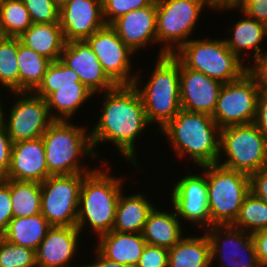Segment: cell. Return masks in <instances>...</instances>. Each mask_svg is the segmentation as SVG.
Masks as SVG:
<instances>
[{"instance_id": "1", "label": "cell", "mask_w": 267, "mask_h": 267, "mask_svg": "<svg viewBox=\"0 0 267 267\" xmlns=\"http://www.w3.org/2000/svg\"><path fill=\"white\" fill-rule=\"evenodd\" d=\"M102 94V114L89 132L94 153L101 142H113L125 159L138 168L135 142L150 124L141 96L134 85H117Z\"/></svg>"}, {"instance_id": "2", "label": "cell", "mask_w": 267, "mask_h": 267, "mask_svg": "<svg viewBox=\"0 0 267 267\" xmlns=\"http://www.w3.org/2000/svg\"><path fill=\"white\" fill-rule=\"evenodd\" d=\"M158 132L167 137L178 157L189 154L198 167L219 159L220 128L211 115L181 109Z\"/></svg>"}, {"instance_id": "3", "label": "cell", "mask_w": 267, "mask_h": 267, "mask_svg": "<svg viewBox=\"0 0 267 267\" xmlns=\"http://www.w3.org/2000/svg\"><path fill=\"white\" fill-rule=\"evenodd\" d=\"M100 168H94L82 181L76 222L80 233L89 224L98 237L113 229L123 185L121 177L108 173L109 167L105 171Z\"/></svg>"}, {"instance_id": "4", "label": "cell", "mask_w": 267, "mask_h": 267, "mask_svg": "<svg viewBox=\"0 0 267 267\" xmlns=\"http://www.w3.org/2000/svg\"><path fill=\"white\" fill-rule=\"evenodd\" d=\"M151 77L144 87L137 74L133 85L139 92L150 124L158 123L159 131L182 109L180 102L179 60L172 55L157 57ZM142 87V88H141Z\"/></svg>"}, {"instance_id": "5", "label": "cell", "mask_w": 267, "mask_h": 267, "mask_svg": "<svg viewBox=\"0 0 267 267\" xmlns=\"http://www.w3.org/2000/svg\"><path fill=\"white\" fill-rule=\"evenodd\" d=\"M71 121L54 120L42 135L48 173L50 175H71L91 173L87 166H81L79 158H96L90 133ZM87 168V169H86Z\"/></svg>"}, {"instance_id": "6", "label": "cell", "mask_w": 267, "mask_h": 267, "mask_svg": "<svg viewBox=\"0 0 267 267\" xmlns=\"http://www.w3.org/2000/svg\"><path fill=\"white\" fill-rule=\"evenodd\" d=\"M173 55L186 67L201 72L223 84L240 79L250 70L224 39H190Z\"/></svg>"}, {"instance_id": "7", "label": "cell", "mask_w": 267, "mask_h": 267, "mask_svg": "<svg viewBox=\"0 0 267 267\" xmlns=\"http://www.w3.org/2000/svg\"><path fill=\"white\" fill-rule=\"evenodd\" d=\"M210 227L232 225L250 193L249 175L216 164L206 165Z\"/></svg>"}, {"instance_id": "8", "label": "cell", "mask_w": 267, "mask_h": 267, "mask_svg": "<svg viewBox=\"0 0 267 267\" xmlns=\"http://www.w3.org/2000/svg\"><path fill=\"white\" fill-rule=\"evenodd\" d=\"M217 163L247 175L267 167L266 136L254 123L221 128Z\"/></svg>"}, {"instance_id": "9", "label": "cell", "mask_w": 267, "mask_h": 267, "mask_svg": "<svg viewBox=\"0 0 267 267\" xmlns=\"http://www.w3.org/2000/svg\"><path fill=\"white\" fill-rule=\"evenodd\" d=\"M205 6L212 9L206 0H156L157 43H162L157 57L172 55L190 40Z\"/></svg>"}, {"instance_id": "10", "label": "cell", "mask_w": 267, "mask_h": 267, "mask_svg": "<svg viewBox=\"0 0 267 267\" xmlns=\"http://www.w3.org/2000/svg\"><path fill=\"white\" fill-rule=\"evenodd\" d=\"M260 90V79L252 69L240 79L223 84L212 115L218 127L254 123Z\"/></svg>"}, {"instance_id": "11", "label": "cell", "mask_w": 267, "mask_h": 267, "mask_svg": "<svg viewBox=\"0 0 267 267\" xmlns=\"http://www.w3.org/2000/svg\"><path fill=\"white\" fill-rule=\"evenodd\" d=\"M87 174L50 175L40 183L41 214L52 226L76 227L80 188Z\"/></svg>"}, {"instance_id": "12", "label": "cell", "mask_w": 267, "mask_h": 267, "mask_svg": "<svg viewBox=\"0 0 267 267\" xmlns=\"http://www.w3.org/2000/svg\"><path fill=\"white\" fill-rule=\"evenodd\" d=\"M17 99L4 118L7 133L13 143L42 137L51 123L46 100L33 92H13ZM8 119V121L6 120Z\"/></svg>"}, {"instance_id": "13", "label": "cell", "mask_w": 267, "mask_h": 267, "mask_svg": "<svg viewBox=\"0 0 267 267\" xmlns=\"http://www.w3.org/2000/svg\"><path fill=\"white\" fill-rule=\"evenodd\" d=\"M85 41L116 85H133L138 73H132L130 56L135 52L125 45L110 25L96 31Z\"/></svg>"}, {"instance_id": "14", "label": "cell", "mask_w": 267, "mask_h": 267, "mask_svg": "<svg viewBox=\"0 0 267 267\" xmlns=\"http://www.w3.org/2000/svg\"><path fill=\"white\" fill-rule=\"evenodd\" d=\"M205 231L210 242L213 267V260L218 256L220 267H261L252 234L232 225H213Z\"/></svg>"}, {"instance_id": "15", "label": "cell", "mask_w": 267, "mask_h": 267, "mask_svg": "<svg viewBox=\"0 0 267 267\" xmlns=\"http://www.w3.org/2000/svg\"><path fill=\"white\" fill-rule=\"evenodd\" d=\"M204 174H190L179 179L171 191V202L178 218L197 223L201 229L210 228V213L208 207V190L206 183V165Z\"/></svg>"}, {"instance_id": "16", "label": "cell", "mask_w": 267, "mask_h": 267, "mask_svg": "<svg viewBox=\"0 0 267 267\" xmlns=\"http://www.w3.org/2000/svg\"><path fill=\"white\" fill-rule=\"evenodd\" d=\"M59 24L66 42L86 40L107 25L102 0H68L60 7Z\"/></svg>"}, {"instance_id": "17", "label": "cell", "mask_w": 267, "mask_h": 267, "mask_svg": "<svg viewBox=\"0 0 267 267\" xmlns=\"http://www.w3.org/2000/svg\"><path fill=\"white\" fill-rule=\"evenodd\" d=\"M60 60L79 75L81 83L93 94L103 93L117 86L107 76L97 56L85 40L66 42Z\"/></svg>"}, {"instance_id": "18", "label": "cell", "mask_w": 267, "mask_h": 267, "mask_svg": "<svg viewBox=\"0 0 267 267\" xmlns=\"http://www.w3.org/2000/svg\"><path fill=\"white\" fill-rule=\"evenodd\" d=\"M180 102L183 110L213 115L223 83L186 68L179 61Z\"/></svg>"}, {"instance_id": "19", "label": "cell", "mask_w": 267, "mask_h": 267, "mask_svg": "<svg viewBox=\"0 0 267 267\" xmlns=\"http://www.w3.org/2000/svg\"><path fill=\"white\" fill-rule=\"evenodd\" d=\"M49 176L42 137L12 144L11 164L5 179L42 183Z\"/></svg>"}, {"instance_id": "20", "label": "cell", "mask_w": 267, "mask_h": 267, "mask_svg": "<svg viewBox=\"0 0 267 267\" xmlns=\"http://www.w3.org/2000/svg\"><path fill=\"white\" fill-rule=\"evenodd\" d=\"M80 235L76 227L52 226L35 251L37 267H74L70 262L77 254Z\"/></svg>"}, {"instance_id": "21", "label": "cell", "mask_w": 267, "mask_h": 267, "mask_svg": "<svg viewBox=\"0 0 267 267\" xmlns=\"http://www.w3.org/2000/svg\"><path fill=\"white\" fill-rule=\"evenodd\" d=\"M133 52L157 42L156 0L149 6L130 11L110 25Z\"/></svg>"}, {"instance_id": "22", "label": "cell", "mask_w": 267, "mask_h": 267, "mask_svg": "<svg viewBox=\"0 0 267 267\" xmlns=\"http://www.w3.org/2000/svg\"><path fill=\"white\" fill-rule=\"evenodd\" d=\"M96 247L104 257L129 267H136L146 246L142 233L110 231L98 237Z\"/></svg>"}, {"instance_id": "23", "label": "cell", "mask_w": 267, "mask_h": 267, "mask_svg": "<svg viewBox=\"0 0 267 267\" xmlns=\"http://www.w3.org/2000/svg\"><path fill=\"white\" fill-rule=\"evenodd\" d=\"M230 31L233 36L230 39L224 38V40L229 50L239 59L243 61L240 56L243 55L242 51L253 50L254 64H251L250 69L267 56V51L263 52L259 46L263 39L267 37V26L265 24L245 15L243 19L240 18L238 22H235L232 28L230 27Z\"/></svg>"}, {"instance_id": "24", "label": "cell", "mask_w": 267, "mask_h": 267, "mask_svg": "<svg viewBox=\"0 0 267 267\" xmlns=\"http://www.w3.org/2000/svg\"><path fill=\"white\" fill-rule=\"evenodd\" d=\"M182 233L175 210L168 213L154 207L148 215L142 235L147 244L169 250L183 238Z\"/></svg>"}, {"instance_id": "25", "label": "cell", "mask_w": 267, "mask_h": 267, "mask_svg": "<svg viewBox=\"0 0 267 267\" xmlns=\"http://www.w3.org/2000/svg\"><path fill=\"white\" fill-rule=\"evenodd\" d=\"M155 205L142 193L124 196L121 192L116 206L114 231L142 233L148 215Z\"/></svg>"}, {"instance_id": "26", "label": "cell", "mask_w": 267, "mask_h": 267, "mask_svg": "<svg viewBox=\"0 0 267 267\" xmlns=\"http://www.w3.org/2000/svg\"><path fill=\"white\" fill-rule=\"evenodd\" d=\"M19 39L23 45L51 61L60 59L66 44L59 23L32 24Z\"/></svg>"}, {"instance_id": "27", "label": "cell", "mask_w": 267, "mask_h": 267, "mask_svg": "<svg viewBox=\"0 0 267 267\" xmlns=\"http://www.w3.org/2000/svg\"><path fill=\"white\" fill-rule=\"evenodd\" d=\"M168 267H212L208 236H186L168 250Z\"/></svg>"}, {"instance_id": "28", "label": "cell", "mask_w": 267, "mask_h": 267, "mask_svg": "<svg viewBox=\"0 0 267 267\" xmlns=\"http://www.w3.org/2000/svg\"><path fill=\"white\" fill-rule=\"evenodd\" d=\"M51 227L41 213L30 217H17L11 219L2 237L10 243L36 251Z\"/></svg>"}, {"instance_id": "29", "label": "cell", "mask_w": 267, "mask_h": 267, "mask_svg": "<svg viewBox=\"0 0 267 267\" xmlns=\"http://www.w3.org/2000/svg\"><path fill=\"white\" fill-rule=\"evenodd\" d=\"M94 94L81 82L58 87L45 100L53 120L70 121L76 111ZM51 110H55L54 113ZM53 113V114H52ZM55 114V115H54Z\"/></svg>"}, {"instance_id": "30", "label": "cell", "mask_w": 267, "mask_h": 267, "mask_svg": "<svg viewBox=\"0 0 267 267\" xmlns=\"http://www.w3.org/2000/svg\"><path fill=\"white\" fill-rule=\"evenodd\" d=\"M19 92H33L41 83L52 62L26 47L18 37Z\"/></svg>"}, {"instance_id": "31", "label": "cell", "mask_w": 267, "mask_h": 267, "mask_svg": "<svg viewBox=\"0 0 267 267\" xmlns=\"http://www.w3.org/2000/svg\"><path fill=\"white\" fill-rule=\"evenodd\" d=\"M13 218L30 217L41 213L40 183L9 179Z\"/></svg>"}, {"instance_id": "32", "label": "cell", "mask_w": 267, "mask_h": 267, "mask_svg": "<svg viewBox=\"0 0 267 267\" xmlns=\"http://www.w3.org/2000/svg\"><path fill=\"white\" fill-rule=\"evenodd\" d=\"M32 24L23 0H3L0 28L4 37H20Z\"/></svg>"}, {"instance_id": "33", "label": "cell", "mask_w": 267, "mask_h": 267, "mask_svg": "<svg viewBox=\"0 0 267 267\" xmlns=\"http://www.w3.org/2000/svg\"><path fill=\"white\" fill-rule=\"evenodd\" d=\"M233 227L253 234L267 228V202L251 192L245 197ZM245 229V230H244Z\"/></svg>"}, {"instance_id": "34", "label": "cell", "mask_w": 267, "mask_h": 267, "mask_svg": "<svg viewBox=\"0 0 267 267\" xmlns=\"http://www.w3.org/2000/svg\"><path fill=\"white\" fill-rule=\"evenodd\" d=\"M18 37H4L0 41V84L19 92Z\"/></svg>"}, {"instance_id": "35", "label": "cell", "mask_w": 267, "mask_h": 267, "mask_svg": "<svg viewBox=\"0 0 267 267\" xmlns=\"http://www.w3.org/2000/svg\"><path fill=\"white\" fill-rule=\"evenodd\" d=\"M75 82H81L79 75L58 59L49 64L41 83L33 93L46 99L51 93L58 90V87L75 85Z\"/></svg>"}, {"instance_id": "36", "label": "cell", "mask_w": 267, "mask_h": 267, "mask_svg": "<svg viewBox=\"0 0 267 267\" xmlns=\"http://www.w3.org/2000/svg\"><path fill=\"white\" fill-rule=\"evenodd\" d=\"M0 267H37L35 251L0 236Z\"/></svg>"}, {"instance_id": "37", "label": "cell", "mask_w": 267, "mask_h": 267, "mask_svg": "<svg viewBox=\"0 0 267 267\" xmlns=\"http://www.w3.org/2000/svg\"><path fill=\"white\" fill-rule=\"evenodd\" d=\"M33 24L59 23L60 7L53 0H23Z\"/></svg>"}, {"instance_id": "38", "label": "cell", "mask_w": 267, "mask_h": 267, "mask_svg": "<svg viewBox=\"0 0 267 267\" xmlns=\"http://www.w3.org/2000/svg\"><path fill=\"white\" fill-rule=\"evenodd\" d=\"M154 0H102L103 17L111 25L119 17L130 11L149 6Z\"/></svg>"}, {"instance_id": "39", "label": "cell", "mask_w": 267, "mask_h": 267, "mask_svg": "<svg viewBox=\"0 0 267 267\" xmlns=\"http://www.w3.org/2000/svg\"><path fill=\"white\" fill-rule=\"evenodd\" d=\"M239 9L242 11V16L246 15L256 21L263 23L267 26V1L264 0H239L238 4L234 6H226L218 8L219 11L221 10H233Z\"/></svg>"}, {"instance_id": "40", "label": "cell", "mask_w": 267, "mask_h": 267, "mask_svg": "<svg viewBox=\"0 0 267 267\" xmlns=\"http://www.w3.org/2000/svg\"><path fill=\"white\" fill-rule=\"evenodd\" d=\"M11 219H13V210L9 179L0 178V236L6 232Z\"/></svg>"}, {"instance_id": "41", "label": "cell", "mask_w": 267, "mask_h": 267, "mask_svg": "<svg viewBox=\"0 0 267 267\" xmlns=\"http://www.w3.org/2000/svg\"><path fill=\"white\" fill-rule=\"evenodd\" d=\"M136 267H168V249L146 244Z\"/></svg>"}, {"instance_id": "42", "label": "cell", "mask_w": 267, "mask_h": 267, "mask_svg": "<svg viewBox=\"0 0 267 267\" xmlns=\"http://www.w3.org/2000/svg\"><path fill=\"white\" fill-rule=\"evenodd\" d=\"M12 144L5 124L0 122V178H5L11 164Z\"/></svg>"}, {"instance_id": "43", "label": "cell", "mask_w": 267, "mask_h": 267, "mask_svg": "<svg viewBox=\"0 0 267 267\" xmlns=\"http://www.w3.org/2000/svg\"><path fill=\"white\" fill-rule=\"evenodd\" d=\"M250 192L267 202V167L249 175Z\"/></svg>"}, {"instance_id": "44", "label": "cell", "mask_w": 267, "mask_h": 267, "mask_svg": "<svg viewBox=\"0 0 267 267\" xmlns=\"http://www.w3.org/2000/svg\"><path fill=\"white\" fill-rule=\"evenodd\" d=\"M254 124L267 138V92L262 89L257 99L256 118Z\"/></svg>"}, {"instance_id": "45", "label": "cell", "mask_w": 267, "mask_h": 267, "mask_svg": "<svg viewBox=\"0 0 267 267\" xmlns=\"http://www.w3.org/2000/svg\"><path fill=\"white\" fill-rule=\"evenodd\" d=\"M252 239L260 266H267V228L253 233Z\"/></svg>"}, {"instance_id": "46", "label": "cell", "mask_w": 267, "mask_h": 267, "mask_svg": "<svg viewBox=\"0 0 267 267\" xmlns=\"http://www.w3.org/2000/svg\"><path fill=\"white\" fill-rule=\"evenodd\" d=\"M252 70L258 75L261 82V89L267 92V56L260 60Z\"/></svg>"}, {"instance_id": "47", "label": "cell", "mask_w": 267, "mask_h": 267, "mask_svg": "<svg viewBox=\"0 0 267 267\" xmlns=\"http://www.w3.org/2000/svg\"><path fill=\"white\" fill-rule=\"evenodd\" d=\"M96 259L95 261L91 264L84 265L83 267H129L124 264L117 263L115 261L109 260L108 258L104 257L97 249H96Z\"/></svg>"}, {"instance_id": "48", "label": "cell", "mask_w": 267, "mask_h": 267, "mask_svg": "<svg viewBox=\"0 0 267 267\" xmlns=\"http://www.w3.org/2000/svg\"><path fill=\"white\" fill-rule=\"evenodd\" d=\"M210 7L214 10L226 6H236L239 0H206Z\"/></svg>"}, {"instance_id": "49", "label": "cell", "mask_w": 267, "mask_h": 267, "mask_svg": "<svg viewBox=\"0 0 267 267\" xmlns=\"http://www.w3.org/2000/svg\"><path fill=\"white\" fill-rule=\"evenodd\" d=\"M1 96H0V122H2L4 120V117H5V112L3 110V106L1 105L2 104V101H1Z\"/></svg>"}, {"instance_id": "50", "label": "cell", "mask_w": 267, "mask_h": 267, "mask_svg": "<svg viewBox=\"0 0 267 267\" xmlns=\"http://www.w3.org/2000/svg\"><path fill=\"white\" fill-rule=\"evenodd\" d=\"M59 7L65 4L68 0H53Z\"/></svg>"}, {"instance_id": "51", "label": "cell", "mask_w": 267, "mask_h": 267, "mask_svg": "<svg viewBox=\"0 0 267 267\" xmlns=\"http://www.w3.org/2000/svg\"><path fill=\"white\" fill-rule=\"evenodd\" d=\"M3 38H4V35H3L2 30H1V28H0V41H1Z\"/></svg>"}]
</instances>
